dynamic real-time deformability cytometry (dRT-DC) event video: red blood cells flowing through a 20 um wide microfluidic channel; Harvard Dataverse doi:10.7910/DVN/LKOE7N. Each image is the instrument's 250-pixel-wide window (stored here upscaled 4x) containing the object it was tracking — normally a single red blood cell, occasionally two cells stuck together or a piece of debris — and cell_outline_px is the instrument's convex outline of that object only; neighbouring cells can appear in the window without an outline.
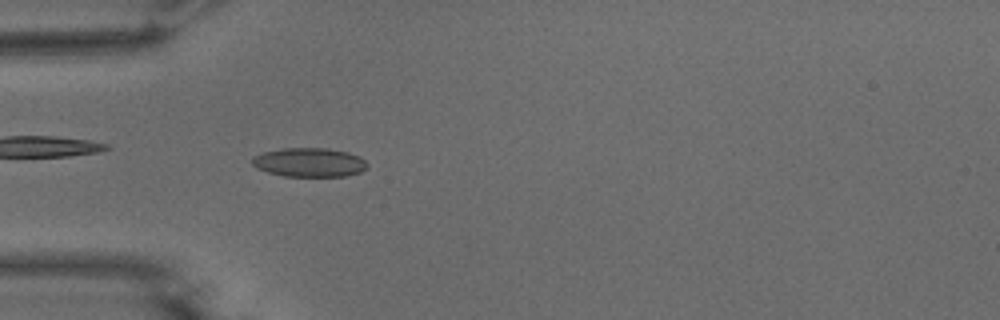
{"species": "common noctule bat (a hibernating species)", "species_latin": "Nyctalus noctula", "temperature_condition": "warm", "stored_images_in_passage": 53, "camera_frame_rate_fps": 3000, "um_per_image_px": 0.085, "animal": {"sex": "male", "body_mass_g": 15.6}, "frame": {"image": 1, "passage_image": 16, "time_ms": 5.0, "image_size_px": [1000, 320], "cell_outline_px": [[368, 168], [360, 172], [344, 176], [284, 176], [268, 172], [256, 168], [252, 164], [252, 156], [264, 152], [284, 148], [328, 148], [348, 152], [360, 156], [368, 164]], "centroid_in_image_um": [26.3, 13.8], "position_along_channel_um": 58.7, "area_um2": 19.54}}
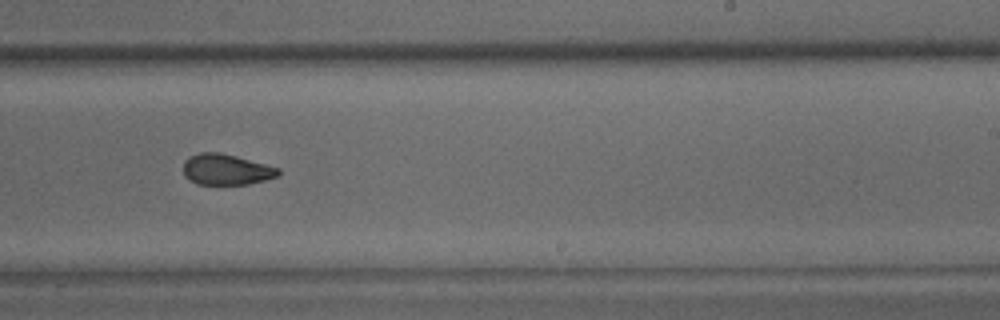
{"frame": {"image": 2, "passage_image": 33, "time_ms": 10.667, "image_size_px": [1000, 320], "cell_outline_px": [[280, 172], [276, 176], [264, 180], [248, 184], [196, 184], [184, 176], [184, 160], [200, 152], [220, 152], [236, 156], [280, 168]], "centroid_in_image_um": [19.21, 14.4], "position_along_channel_um": 269.8, "area_um2": 16.94}}
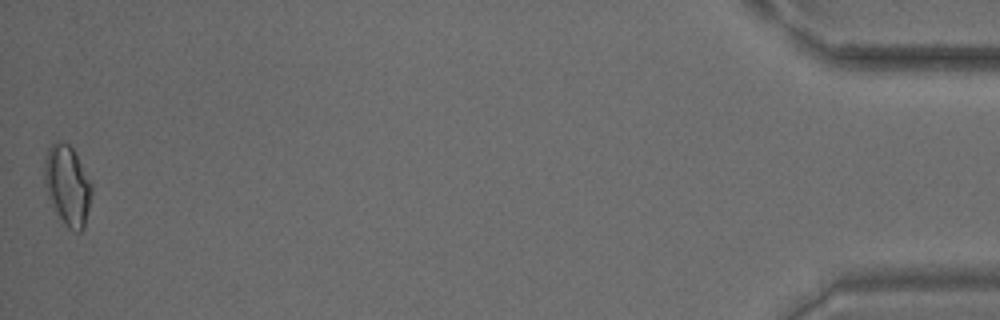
{"frame": {"image": 3, "passage_image": 53, "time_ms": 17.333, "image_size_px": [1000, 320], "cell_outline_px": [[92, 192], [84, 228], [80, 232], [72, 232], [64, 224], [56, 212], [48, 192], [44, 180], [44, 160], [48, 148], [52, 144], [60, 140], [68, 144], [72, 148], [92, 184]], "centroid_in_image_um": [5.74, 15.77], "position_along_channel_um": 429.5, "area_um2": 21.73}, "authors_computed_cell_mechanics": {"area_um2": 18.2648, "velocity_mm_per_s": 3.777, "shape_relaxation_time_tau1_ms": 7.7312, "shape_relaxation_time_tau2_ms": 3.1986, "deformation_change_tau1": 0.1671, "deformation_change_tau2": 0.0657}}